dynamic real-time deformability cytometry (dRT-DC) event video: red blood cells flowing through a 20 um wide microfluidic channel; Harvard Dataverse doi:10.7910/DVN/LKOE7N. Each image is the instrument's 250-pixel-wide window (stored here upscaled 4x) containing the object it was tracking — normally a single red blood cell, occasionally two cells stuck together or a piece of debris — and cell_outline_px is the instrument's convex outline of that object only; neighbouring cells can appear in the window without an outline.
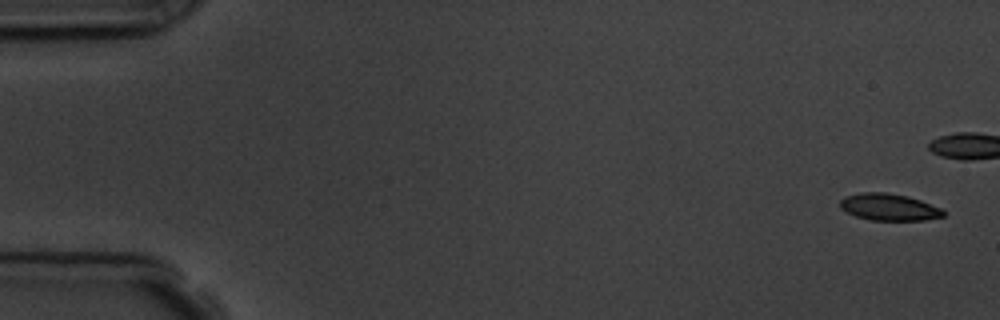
{"species": "common noctule bat (a hibernating species)", "species_latin": "Nyctalus noctula", "temperature_condition": "room temperature", "stored_images_in_passage": 8, "camera_frame_rate_fps": 3000, "um_per_image_px": 0.085, "animal": {"sex": "male", "body_mass_g": 19.5, "forearm_length_mm": 54.6}, "frame": {"image": 1, "passage_image": 1, "time_ms": 0.0, "image_size_px": [1000, 320], "cell_outline_px": [[944, 216], [924, 220], [872, 220], [856, 216], [840, 208], [840, 200], [844, 196], [860, 192], [888, 192], [908, 196], [944, 208]], "centroid_in_image_um": [75.58, 17.59], "position_along_channel_um": 9.4, "area_um2": 16.3}}